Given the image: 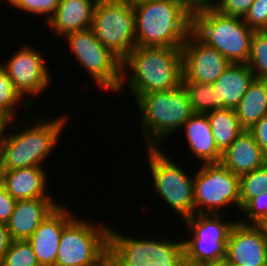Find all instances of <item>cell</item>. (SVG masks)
Wrapping results in <instances>:
<instances>
[{"label": "cell", "mask_w": 267, "mask_h": 266, "mask_svg": "<svg viewBox=\"0 0 267 266\" xmlns=\"http://www.w3.org/2000/svg\"><path fill=\"white\" fill-rule=\"evenodd\" d=\"M66 116L68 115L62 113L61 117H49L48 120L46 115H39L35 124H29V127L22 130H18V124L14 120L10 121L0 143L1 171L45 167L42 162L56 148L58 138L68 121Z\"/></svg>", "instance_id": "2"}, {"label": "cell", "mask_w": 267, "mask_h": 266, "mask_svg": "<svg viewBox=\"0 0 267 266\" xmlns=\"http://www.w3.org/2000/svg\"><path fill=\"white\" fill-rule=\"evenodd\" d=\"M153 188L180 219L194 215V175L176 164L164 153V148H146ZM163 150V151H162ZM186 171V172H185Z\"/></svg>", "instance_id": "8"}, {"label": "cell", "mask_w": 267, "mask_h": 266, "mask_svg": "<svg viewBox=\"0 0 267 266\" xmlns=\"http://www.w3.org/2000/svg\"><path fill=\"white\" fill-rule=\"evenodd\" d=\"M109 226L74 215L63 228L55 266H108Z\"/></svg>", "instance_id": "7"}, {"label": "cell", "mask_w": 267, "mask_h": 266, "mask_svg": "<svg viewBox=\"0 0 267 266\" xmlns=\"http://www.w3.org/2000/svg\"><path fill=\"white\" fill-rule=\"evenodd\" d=\"M225 219V214H194L183 220L190 234L183 240L185 262L225 258L228 236L236 223Z\"/></svg>", "instance_id": "12"}, {"label": "cell", "mask_w": 267, "mask_h": 266, "mask_svg": "<svg viewBox=\"0 0 267 266\" xmlns=\"http://www.w3.org/2000/svg\"><path fill=\"white\" fill-rule=\"evenodd\" d=\"M215 0H203V7L213 4Z\"/></svg>", "instance_id": "42"}, {"label": "cell", "mask_w": 267, "mask_h": 266, "mask_svg": "<svg viewBox=\"0 0 267 266\" xmlns=\"http://www.w3.org/2000/svg\"><path fill=\"white\" fill-rule=\"evenodd\" d=\"M54 198L17 200L6 223L12 240L29 239L41 222L61 203Z\"/></svg>", "instance_id": "17"}, {"label": "cell", "mask_w": 267, "mask_h": 266, "mask_svg": "<svg viewBox=\"0 0 267 266\" xmlns=\"http://www.w3.org/2000/svg\"><path fill=\"white\" fill-rule=\"evenodd\" d=\"M190 10L203 8V0H181Z\"/></svg>", "instance_id": "39"}, {"label": "cell", "mask_w": 267, "mask_h": 266, "mask_svg": "<svg viewBox=\"0 0 267 266\" xmlns=\"http://www.w3.org/2000/svg\"><path fill=\"white\" fill-rule=\"evenodd\" d=\"M135 102L147 148H161V143L176 130L180 131L193 114L183 85L172 90L143 94Z\"/></svg>", "instance_id": "4"}, {"label": "cell", "mask_w": 267, "mask_h": 266, "mask_svg": "<svg viewBox=\"0 0 267 266\" xmlns=\"http://www.w3.org/2000/svg\"><path fill=\"white\" fill-rule=\"evenodd\" d=\"M0 266H40L27 240H12Z\"/></svg>", "instance_id": "29"}, {"label": "cell", "mask_w": 267, "mask_h": 266, "mask_svg": "<svg viewBox=\"0 0 267 266\" xmlns=\"http://www.w3.org/2000/svg\"><path fill=\"white\" fill-rule=\"evenodd\" d=\"M91 29L101 44L121 61L136 47L134 8L124 0H98Z\"/></svg>", "instance_id": "9"}, {"label": "cell", "mask_w": 267, "mask_h": 266, "mask_svg": "<svg viewBox=\"0 0 267 266\" xmlns=\"http://www.w3.org/2000/svg\"><path fill=\"white\" fill-rule=\"evenodd\" d=\"M98 0H60L54 15L47 21L53 34H68L91 28L95 5Z\"/></svg>", "instance_id": "19"}, {"label": "cell", "mask_w": 267, "mask_h": 266, "mask_svg": "<svg viewBox=\"0 0 267 266\" xmlns=\"http://www.w3.org/2000/svg\"><path fill=\"white\" fill-rule=\"evenodd\" d=\"M235 112L240 125L247 130L267 115V80L255 78L235 108Z\"/></svg>", "instance_id": "23"}, {"label": "cell", "mask_w": 267, "mask_h": 266, "mask_svg": "<svg viewBox=\"0 0 267 266\" xmlns=\"http://www.w3.org/2000/svg\"><path fill=\"white\" fill-rule=\"evenodd\" d=\"M181 130L185 132L187 148L201 164L220 163L222 152L215 144L207 114L193 113Z\"/></svg>", "instance_id": "21"}, {"label": "cell", "mask_w": 267, "mask_h": 266, "mask_svg": "<svg viewBox=\"0 0 267 266\" xmlns=\"http://www.w3.org/2000/svg\"><path fill=\"white\" fill-rule=\"evenodd\" d=\"M44 167L1 171L0 183L15 200L53 198L48 193V172Z\"/></svg>", "instance_id": "18"}, {"label": "cell", "mask_w": 267, "mask_h": 266, "mask_svg": "<svg viewBox=\"0 0 267 266\" xmlns=\"http://www.w3.org/2000/svg\"><path fill=\"white\" fill-rule=\"evenodd\" d=\"M131 237L110 226L108 266H184L183 240ZM142 239V240H141Z\"/></svg>", "instance_id": "6"}, {"label": "cell", "mask_w": 267, "mask_h": 266, "mask_svg": "<svg viewBox=\"0 0 267 266\" xmlns=\"http://www.w3.org/2000/svg\"><path fill=\"white\" fill-rule=\"evenodd\" d=\"M180 85L181 48L135 47L122 61V83L116 94L125 92L127 87L136 101L143 94L172 90Z\"/></svg>", "instance_id": "1"}, {"label": "cell", "mask_w": 267, "mask_h": 266, "mask_svg": "<svg viewBox=\"0 0 267 266\" xmlns=\"http://www.w3.org/2000/svg\"><path fill=\"white\" fill-rule=\"evenodd\" d=\"M22 96L16 91L12 80L0 65V113L10 121L16 119L17 108L23 102Z\"/></svg>", "instance_id": "28"}, {"label": "cell", "mask_w": 267, "mask_h": 266, "mask_svg": "<svg viewBox=\"0 0 267 266\" xmlns=\"http://www.w3.org/2000/svg\"><path fill=\"white\" fill-rule=\"evenodd\" d=\"M248 130L253 134L255 141L267 157V115L260 118Z\"/></svg>", "instance_id": "35"}, {"label": "cell", "mask_w": 267, "mask_h": 266, "mask_svg": "<svg viewBox=\"0 0 267 266\" xmlns=\"http://www.w3.org/2000/svg\"><path fill=\"white\" fill-rule=\"evenodd\" d=\"M217 148L223 153L244 130L235 109L219 108L207 114Z\"/></svg>", "instance_id": "24"}, {"label": "cell", "mask_w": 267, "mask_h": 266, "mask_svg": "<svg viewBox=\"0 0 267 266\" xmlns=\"http://www.w3.org/2000/svg\"><path fill=\"white\" fill-rule=\"evenodd\" d=\"M18 49L8 60L6 59V63H0V65L12 80L16 91L22 98L26 97L23 104L28 111L34 105L32 98L38 97L45 91V88L47 89L51 84L52 78L46 58L39 49L29 44H24Z\"/></svg>", "instance_id": "13"}, {"label": "cell", "mask_w": 267, "mask_h": 266, "mask_svg": "<svg viewBox=\"0 0 267 266\" xmlns=\"http://www.w3.org/2000/svg\"><path fill=\"white\" fill-rule=\"evenodd\" d=\"M0 175H1V158H0Z\"/></svg>", "instance_id": "43"}, {"label": "cell", "mask_w": 267, "mask_h": 266, "mask_svg": "<svg viewBox=\"0 0 267 266\" xmlns=\"http://www.w3.org/2000/svg\"><path fill=\"white\" fill-rule=\"evenodd\" d=\"M10 120L0 113V143L2 142Z\"/></svg>", "instance_id": "38"}, {"label": "cell", "mask_w": 267, "mask_h": 266, "mask_svg": "<svg viewBox=\"0 0 267 266\" xmlns=\"http://www.w3.org/2000/svg\"><path fill=\"white\" fill-rule=\"evenodd\" d=\"M267 162V157L254 139L244 129L235 141L222 153L220 163L238 176L258 169Z\"/></svg>", "instance_id": "20"}, {"label": "cell", "mask_w": 267, "mask_h": 266, "mask_svg": "<svg viewBox=\"0 0 267 266\" xmlns=\"http://www.w3.org/2000/svg\"><path fill=\"white\" fill-rule=\"evenodd\" d=\"M15 200L0 183V223L6 224L14 211Z\"/></svg>", "instance_id": "34"}, {"label": "cell", "mask_w": 267, "mask_h": 266, "mask_svg": "<svg viewBox=\"0 0 267 266\" xmlns=\"http://www.w3.org/2000/svg\"><path fill=\"white\" fill-rule=\"evenodd\" d=\"M182 82L213 84L231 64L217 49L204 43L193 31L181 47Z\"/></svg>", "instance_id": "14"}, {"label": "cell", "mask_w": 267, "mask_h": 266, "mask_svg": "<svg viewBox=\"0 0 267 266\" xmlns=\"http://www.w3.org/2000/svg\"><path fill=\"white\" fill-rule=\"evenodd\" d=\"M184 266H229L226 259L201 262H185Z\"/></svg>", "instance_id": "37"}, {"label": "cell", "mask_w": 267, "mask_h": 266, "mask_svg": "<svg viewBox=\"0 0 267 266\" xmlns=\"http://www.w3.org/2000/svg\"><path fill=\"white\" fill-rule=\"evenodd\" d=\"M262 231L263 235L267 239V216L264 217L259 223L256 224Z\"/></svg>", "instance_id": "40"}, {"label": "cell", "mask_w": 267, "mask_h": 266, "mask_svg": "<svg viewBox=\"0 0 267 266\" xmlns=\"http://www.w3.org/2000/svg\"><path fill=\"white\" fill-rule=\"evenodd\" d=\"M267 192V162L240 176V211L254 197Z\"/></svg>", "instance_id": "26"}, {"label": "cell", "mask_w": 267, "mask_h": 266, "mask_svg": "<svg viewBox=\"0 0 267 266\" xmlns=\"http://www.w3.org/2000/svg\"><path fill=\"white\" fill-rule=\"evenodd\" d=\"M12 242V238L6 224L0 223V264Z\"/></svg>", "instance_id": "36"}, {"label": "cell", "mask_w": 267, "mask_h": 266, "mask_svg": "<svg viewBox=\"0 0 267 266\" xmlns=\"http://www.w3.org/2000/svg\"><path fill=\"white\" fill-rule=\"evenodd\" d=\"M192 31L231 64H246L254 31L241 17L218 12L211 5L192 11Z\"/></svg>", "instance_id": "5"}, {"label": "cell", "mask_w": 267, "mask_h": 266, "mask_svg": "<svg viewBox=\"0 0 267 266\" xmlns=\"http://www.w3.org/2000/svg\"><path fill=\"white\" fill-rule=\"evenodd\" d=\"M254 79L247 64H230L212 84L216 91V109H235Z\"/></svg>", "instance_id": "22"}, {"label": "cell", "mask_w": 267, "mask_h": 266, "mask_svg": "<svg viewBox=\"0 0 267 266\" xmlns=\"http://www.w3.org/2000/svg\"><path fill=\"white\" fill-rule=\"evenodd\" d=\"M132 5L140 3V2H145V1H152V0H124Z\"/></svg>", "instance_id": "41"}, {"label": "cell", "mask_w": 267, "mask_h": 266, "mask_svg": "<svg viewBox=\"0 0 267 266\" xmlns=\"http://www.w3.org/2000/svg\"><path fill=\"white\" fill-rule=\"evenodd\" d=\"M136 47L181 48L192 31V10L181 0H152L133 5Z\"/></svg>", "instance_id": "3"}, {"label": "cell", "mask_w": 267, "mask_h": 266, "mask_svg": "<svg viewBox=\"0 0 267 266\" xmlns=\"http://www.w3.org/2000/svg\"><path fill=\"white\" fill-rule=\"evenodd\" d=\"M255 0H215L211 6L218 12L243 18Z\"/></svg>", "instance_id": "33"}, {"label": "cell", "mask_w": 267, "mask_h": 266, "mask_svg": "<svg viewBox=\"0 0 267 266\" xmlns=\"http://www.w3.org/2000/svg\"><path fill=\"white\" fill-rule=\"evenodd\" d=\"M193 113L208 114L216 110V91L212 84L182 82Z\"/></svg>", "instance_id": "25"}, {"label": "cell", "mask_w": 267, "mask_h": 266, "mask_svg": "<svg viewBox=\"0 0 267 266\" xmlns=\"http://www.w3.org/2000/svg\"><path fill=\"white\" fill-rule=\"evenodd\" d=\"M246 64L256 79L267 80V31H254Z\"/></svg>", "instance_id": "27"}, {"label": "cell", "mask_w": 267, "mask_h": 266, "mask_svg": "<svg viewBox=\"0 0 267 266\" xmlns=\"http://www.w3.org/2000/svg\"><path fill=\"white\" fill-rule=\"evenodd\" d=\"M64 39L95 86L105 92L117 93L122 83V61L101 44L93 30L75 31Z\"/></svg>", "instance_id": "11"}, {"label": "cell", "mask_w": 267, "mask_h": 266, "mask_svg": "<svg viewBox=\"0 0 267 266\" xmlns=\"http://www.w3.org/2000/svg\"><path fill=\"white\" fill-rule=\"evenodd\" d=\"M244 214V219L238 221L242 224H257L267 216V192L261 196L252 198L240 211Z\"/></svg>", "instance_id": "31"}, {"label": "cell", "mask_w": 267, "mask_h": 266, "mask_svg": "<svg viewBox=\"0 0 267 266\" xmlns=\"http://www.w3.org/2000/svg\"><path fill=\"white\" fill-rule=\"evenodd\" d=\"M60 0H10L8 4L31 15L42 16L46 22L54 15Z\"/></svg>", "instance_id": "30"}, {"label": "cell", "mask_w": 267, "mask_h": 266, "mask_svg": "<svg viewBox=\"0 0 267 266\" xmlns=\"http://www.w3.org/2000/svg\"><path fill=\"white\" fill-rule=\"evenodd\" d=\"M242 19L253 31H267V0H255Z\"/></svg>", "instance_id": "32"}, {"label": "cell", "mask_w": 267, "mask_h": 266, "mask_svg": "<svg viewBox=\"0 0 267 266\" xmlns=\"http://www.w3.org/2000/svg\"><path fill=\"white\" fill-rule=\"evenodd\" d=\"M73 217L69 207L59 204L27 239L40 266H55L63 228Z\"/></svg>", "instance_id": "16"}, {"label": "cell", "mask_w": 267, "mask_h": 266, "mask_svg": "<svg viewBox=\"0 0 267 266\" xmlns=\"http://www.w3.org/2000/svg\"><path fill=\"white\" fill-rule=\"evenodd\" d=\"M201 165L193 180L194 214H225L229 205L240 211V176L221 163Z\"/></svg>", "instance_id": "10"}, {"label": "cell", "mask_w": 267, "mask_h": 266, "mask_svg": "<svg viewBox=\"0 0 267 266\" xmlns=\"http://www.w3.org/2000/svg\"><path fill=\"white\" fill-rule=\"evenodd\" d=\"M229 266H267V239L255 224L232 226L226 244Z\"/></svg>", "instance_id": "15"}]
</instances>
